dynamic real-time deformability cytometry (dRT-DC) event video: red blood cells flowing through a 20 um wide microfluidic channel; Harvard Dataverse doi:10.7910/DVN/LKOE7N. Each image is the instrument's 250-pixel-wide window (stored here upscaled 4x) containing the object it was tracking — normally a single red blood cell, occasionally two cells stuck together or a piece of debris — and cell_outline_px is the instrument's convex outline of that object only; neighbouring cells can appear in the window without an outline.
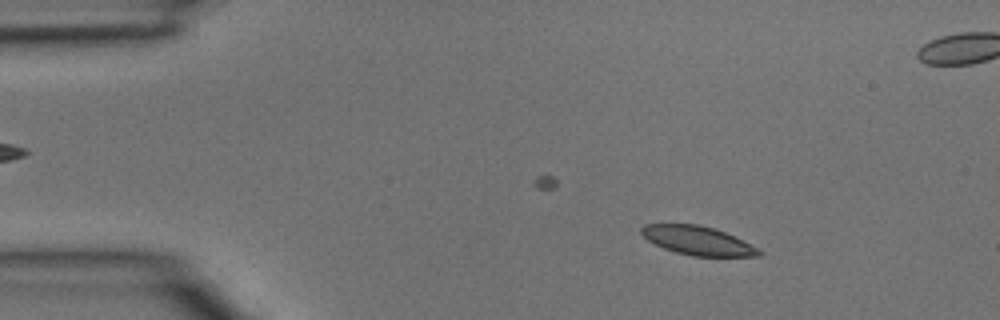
{"species": "common noctule bat (a hibernating species)", "species_latin": "Nyctalus noctula", "temperature_condition": "room temperature", "stored_images_in_passage": 6, "camera_frame_rate_fps": 3000, "um_per_image_px": 0.085, "animal": {"sex": "male", "body_mass_g": 15.6}, "frame": {"image": 1, "passage_image": 4, "time_ms": 1.0, "image_size_px": [1000, 320], "cell_outline_px": [[764, 252], [760, 256], [692, 256], [676, 252], [664, 248], [648, 240], [640, 232], [640, 228], [644, 224], [696, 224], [712, 228], [724, 232]], "centroid_in_image_um": [59.26, 20.45], "position_along_channel_um": 25.7, "area_um2": 19.31}}